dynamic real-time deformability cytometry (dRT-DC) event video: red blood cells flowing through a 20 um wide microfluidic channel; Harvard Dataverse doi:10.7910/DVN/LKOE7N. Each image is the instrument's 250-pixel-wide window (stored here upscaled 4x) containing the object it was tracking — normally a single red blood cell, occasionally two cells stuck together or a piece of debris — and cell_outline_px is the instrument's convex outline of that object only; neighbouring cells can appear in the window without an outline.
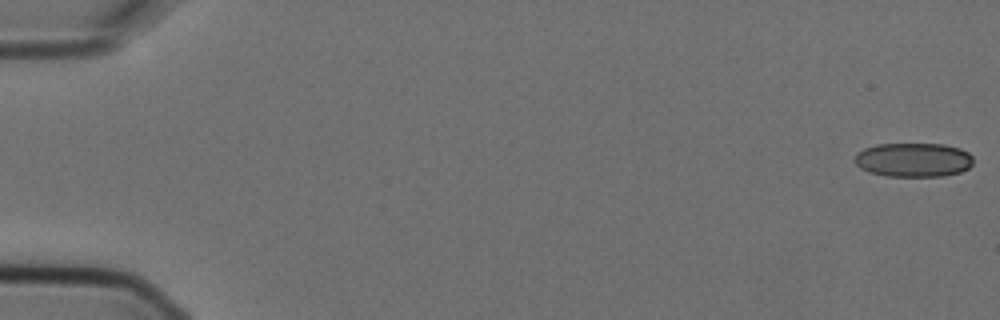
{"species": "Egyptian fruit bat (a non-hibernating species)", "species_latin": "Rousettus aegyptiacus", "temperature_condition": "cold", "stored_images_in_passage": 8, "camera_frame_rate_fps": 3000, "um_per_image_px": 0.085, "animal": {"sex": "female"}, "frame": {"image": 1, "passage_image": 1, "time_ms": 0.0, "image_size_px": [1000, 320], "cell_outline_px": [[972, 164], [968, 168], [960, 172], [944, 176], [884, 176], [868, 172], [860, 168], [852, 160], [856, 152], [864, 148], [876, 144], [944, 144], [960, 148], [968, 152], [972, 156]], "centroid_in_image_um": [77.6, 13.58], "position_along_channel_um": 7.4, "area_um2": 23.87}}
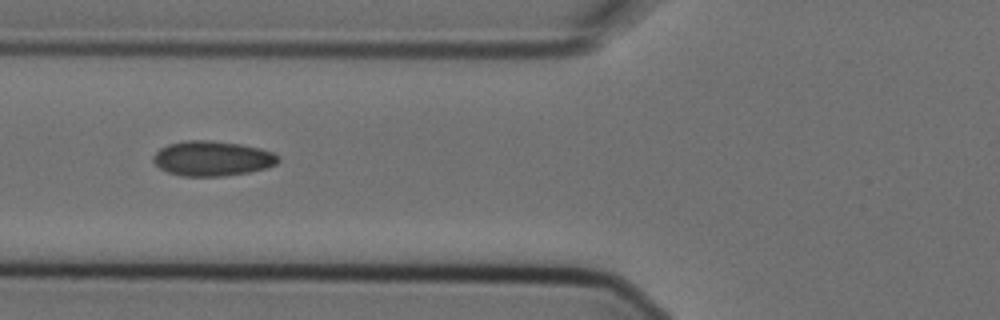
{"frame": {"image": 2, "passage_image": 7, "time_ms": 2.0, "image_size_px": [1000, 320], "cell_outline_px": [[280, 160], [276, 164], [268, 168], [248, 172], [224, 176], [184, 176], [168, 172], [160, 168], [152, 160], [152, 156], [160, 148], [168, 144], [188, 140], [212, 140], [240, 144], [260, 148], [272, 152], [280, 156]], "centroid_in_image_um": [18.06, 13.46], "position_along_channel_um": 107.7, "area_um2": 25.55}}
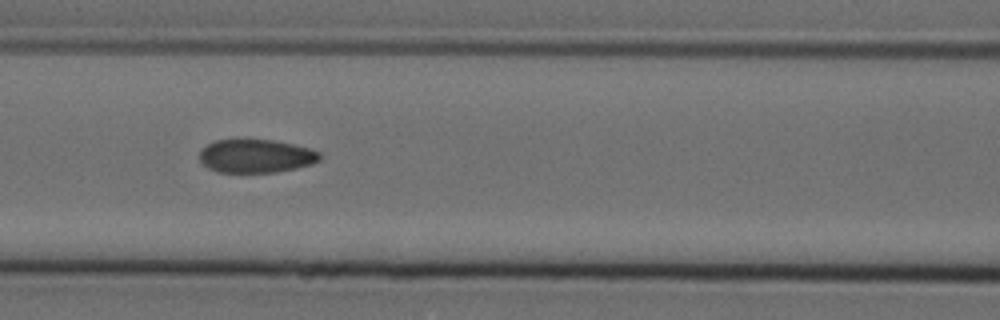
{"frame": {"image": 3, "passage_image": 8, "time_ms": 2.333, "image_size_px": [1000, 320], "cell_outline_px": [[320, 160], [312, 164], [296, 168], [276, 172], [216, 172], [208, 168], [200, 160], [200, 152], [208, 144], [216, 140], [236, 136], [244, 136], [272, 140], [312, 148], [320, 152]], "centroid_in_image_um": [21.74, 13.21], "position_along_channel_um": 144.9, "area_um2": 24.22}}